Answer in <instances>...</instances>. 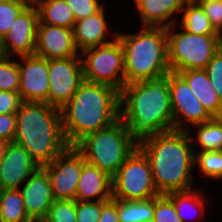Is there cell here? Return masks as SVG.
Listing matches in <instances>:
<instances>
[{
  "mask_svg": "<svg viewBox=\"0 0 222 222\" xmlns=\"http://www.w3.org/2000/svg\"><path fill=\"white\" fill-rule=\"evenodd\" d=\"M169 90L174 130L188 131L191 125L201 124L213 118L187 82L176 72L170 71Z\"/></svg>",
  "mask_w": 222,
  "mask_h": 222,
  "instance_id": "12",
  "label": "cell"
},
{
  "mask_svg": "<svg viewBox=\"0 0 222 222\" xmlns=\"http://www.w3.org/2000/svg\"><path fill=\"white\" fill-rule=\"evenodd\" d=\"M133 34L117 32L124 53L125 85L170 72L167 28L142 26Z\"/></svg>",
  "mask_w": 222,
  "mask_h": 222,
  "instance_id": "5",
  "label": "cell"
},
{
  "mask_svg": "<svg viewBox=\"0 0 222 222\" xmlns=\"http://www.w3.org/2000/svg\"><path fill=\"white\" fill-rule=\"evenodd\" d=\"M148 157L159 194L193 188L195 153L187 131L158 133L138 146Z\"/></svg>",
  "mask_w": 222,
  "mask_h": 222,
  "instance_id": "2",
  "label": "cell"
},
{
  "mask_svg": "<svg viewBox=\"0 0 222 222\" xmlns=\"http://www.w3.org/2000/svg\"><path fill=\"white\" fill-rule=\"evenodd\" d=\"M41 222H77L75 200H55Z\"/></svg>",
  "mask_w": 222,
  "mask_h": 222,
  "instance_id": "30",
  "label": "cell"
},
{
  "mask_svg": "<svg viewBox=\"0 0 222 222\" xmlns=\"http://www.w3.org/2000/svg\"><path fill=\"white\" fill-rule=\"evenodd\" d=\"M8 143L9 142H7V141H5V140L0 138V163L3 160V158H4L5 151L7 149Z\"/></svg>",
  "mask_w": 222,
  "mask_h": 222,
  "instance_id": "41",
  "label": "cell"
},
{
  "mask_svg": "<svg viewBox=\"0 0 222 222\" xmlns=\"http://www.w3.org/2000/svg\"><path fill=\"white\" fill-rule=\"evenodd\" d=\"M153 222H182L173 201L166 194L154 198Z\"/></svg>",
  "mask_w": 222,
  "mask_h": 222,
  "instance_id": "32",
  "label": "cell"
},
{
  "mask_svg": "<svg viewBox=\"0 0 222 222\" xmlns=\"http://www.w3.org/2000/svg\"><path fill=\"white\" fill-rule=\"evenodd\" d=\"M24 207L33 222H41L54 203L47 170L39 166L19 188Z\"/></svg>",
  "mask_w": 222,
  "mask_h": 222,
  "instance_id": "15",
  "label": "cell"
},
{
  "mask_svg": "<svg viewBox=\"0 0 222 222\" xmlns=\"http://www.w3.org/2000/svg\"><path fill=\"white\" fill-rule=\"evenodd\" d=\"M181 12V22L179 23H181L183 30L198 35L220 34L195 0H186Z\"/></svg>",
  "mask_w": 222,
  "mask_h": 222,
  "instance_id": "25",
  "label": "cell"
},
{
  "mask_svg": "<svg viewBox=\"0 0 222 222\" xmlns=\"http://www.w3.org/2000/svg\"><path fill=\"white\" fill-rule=\"evenodd\" d=\"M84 81L105 84L118 90L124 82V53L119 39L80 52Z\"/></svg>",
  "mask_w": 222,
  "mask_h": 222,
  "instance_id": "8",
  "label": "cell"
},
{
  "mask_svg": "<svg viewBox=\"0 0 222 222\" xmlns=\"http://www.w3.org/2000/svg\"><path fill=\"white\" fill-rule=\"evenodd\" d=\"M40 23L73 29L76 22L66 0H44L37 8Z\"/></svg>",
  "mask_w": 222,
  "mask_h": 222,
  "instance_id": "23",
  "label": "cell"
},
{
  "mask_svg": "<svg viewBox=\"0 0 222 222\" xmlns=\"http://www.w3.org/2000/svg\"><path fill=\"white\" fill-rule=\"evenodd\" d=\"M101 215V201H76L77 222H98Z\"/></svg>",
  "mask_w": 222,
  "mask_h": 222,
  "instance_id": "34",
  "label": "cell"
},
{
  "mask_svg": "<svg viewBox=\"0 0 222 222\" xmlns=\"http://www.w3.org/2000/svg\"><path fill=\"white\" fill-rule=\"evenodd\" d=\"M17 1H19L25 8L37 9L44 0H17Z\"/></svg>",
  "mask_w": 222,
  "mask_h": 222,
  "instance_id": "40",
  "label": "cell"
},
{
  "mask_svg": "<svg viewBox=\"0 0 222 222\" xmlns=\"http://www.w3.org/2000/svg\"><path fill=\"white\" fill-rule=\"evenodd\" d=\"M166 195L173 201V204L177 211V215L181 219L182 222H189L188 220H191V219H188L189 216H187L188 215L187 212L190 210L199 212V213L197 212L198 215L196 214L198 216L197 217L198 219H196V221H199V219L203 218L202 215L203 216L205 215L206 206L208 204L207 203L208 197L205 196L203 189L194 188V189L186 190V191L170 192Z\"/></svg>",
  "mask_w": 222,
  "mask_h": 222,
  "instance_id": "22",
  "label": "cell"
},
{
  "mask_svg": "<svg viewBox=\"0 0 222 222\" xmlns=\"http://www.w3.org/2000/svg\"><path fill=\"white\" fill-rule=\"evenodd\" d=\"M19 95L23 102L47 103L49 96L48 60L37 55L20 56ZM23 63V64H22Z\"/></svg>",
  "mask_w": 222,
  "mask_h": 222,
  "instance_id": "13",
  "label": "cell"
},
{
  "mask_svg": "<svg viewBox=\"0 0 222 222\" xmlns=\"http://www.w3.org/2000/svg\"><path fill=\"white\" fill-rule=\"evenodd\" d=\"M178 23L167 28V50L170 71L205 69L222 47L221 34L198 35L185 30L176 32Z\"/></svg>",
  "mask_w": 222,
  "mask_h": 222,
  "instance_id": "7",
  "label": "cell"
},
{
  "mask_svg": "<svg viewBox=\"0 0 222 222\" xmlns=\"http://www.w3.org/2000/svg\"><path fill=\"white\" fill-rule=\"evenodd\" d=\"M16 133V114H0V138L13 142Z\"/></svg>",
  "mask_w": 222,
  "mask_h": 222,
  "instance_id": "38",
  "label": "cell"
},
{
  "mask_svg": "<svg viewBox=\"0 0 222 222\" xmlns=\"http://www.w3.org/2000/svg\"><path fill=\"white\" fill-rule=\"evenodd\" d=\"M85 162L84 156L74 146H68L51 163L43 165L55 200H75Z\"/></svg>",
  "mask_w": 222,
  "mask_h": 222,
  "instance_id": "10",
  "label": "cell"
},
{
  "mask_svg": "<svg viewBox=\"0 0 222 222\" xmlns=\"http://www.w3.org/2000/svg\"><path fill=\"white\" fill-rule=\"evenodd\" d=\"M112 178L98 167L85 162L78 181L75 201H109Z\"/></svg>",
  "mask_w": 222,
  "mask_h": 222,
  "instance_id": "19",
  "label": "cell"
},
{
  "mask_svg": "<svg viewBox=\"0 0 222 222\" xmlns=\"http://www.w3.org/2000/svg\"><path fill=\"white\" fill-rule=\"evenodd\" d=\"M25 7L17 0L0 1V39L7 35L14 21Z\"/></svg>",
  "mask_w": 222,
  "mask_h": 222,
  "instance_id": "31",
  "label": "cell"
},
{
  "mask_svg": "<svg viewBox=\"0 0 222 222\" xmlns=\"http://www.w3.org/2000/svg\"><path fill=\"white\" fill-rule=\"evenodd\" d=\"M204 70L222 102V47L214 54Z\"/></svg>",
  "mask_w": 222,
  "mask_h": 222,
  "instance_id": "33",
  "label": "cell"
},
{
  "mask_svg": "<svg viewBox=\"0 0 222 222\" xmlns=\"http://www.w3.org/2000/svg\"><path fill=\"white\" fill-rule=\"evenodd\" d=\"M98 222H120L118 216V199L101 201V215Z\"/></svg>",
  "mask_w": 222,
  "mask_h": 222,
  "instance_id": "39",
  "label": "cell"
},
{
  "mask_svg": "<svg viewBox=\"0 0 222 222\" xmlns=\"http://www.w3.org/2000/svg\"><path fill=\"white\" fill-rule=\"evenodd\" d=\"M188 84L194 95L212 117H222V102L204 69L176 72Z\"/></svg>",
  "mask_w": 222,
  "mask_h": 222,
  "instance_id": "21",
  "label": "cell"
},
{
  "mask_svg": "<svg viewBox=\"0 0 222 222\" xmlns=\"http://www.w3.org/2000/svg\"><path fill=\"white\" fill-rule=\"evenodd\" d=\"M141 26L164 27L175 24L186 0H134Z\"/></svg>",
  "mask_w": 222,
  "mask_h": 222,
  "instance_id": "20",
  "label": "cell"
},
{
  "mask_svg": "<svg viewBox=\"0 0 222 222\" xmlns=\"http://www.w3.org/2000/svg\"><path fill=\"white\" fill-rule=\"evenodd\" d=\"M74 147L87 163L112 178L138 146L130 139L126 125L119 118L110 126L87 134Z\"/></svg>",
  "mask_w": 222,
  "mask_h": 222,
  "instance_id": "6",
  "label": "cell"
},
{
  "mask_svg": "<svg viewBox=\"0 0 222 222\" xmlns=\"http://www.w3.org/2000/svg\"><path fill=\"white\" fill-rule=\"evenodd\" d=\"M192 127L197 129L195 136L192 135ZM191 128L187 132L192 143L196 140L200 151H222V117H213Z\"/></svg>",
  "mask_w": 222,
  "mask_h": 222,
  "instance_id": "24",
  "label": "cell"
},
{
  "mask_svg": "<svg viewBox=\"0 0 222 222\" xmlns=\"http://www.w3.org/2000/svg\"><path fill=\"white\" fill-rule=\"evenodd\" d=\"M13 142L27 150L39 166L51 163L69 146L60 109L47 103L22 102L16 113Z\"/></svg>",
  "mask_w": 222,
  "mask_h": 222,
  "instance_id": "4",
  "label": "cell"
},
{
  "mask_svg": "<svg viewBox=\"0 0 222 222\" xmlns=\"http://www.w3.org/2000/svg\"><path fill=\"white\" fill-rule=\"evenodd\" d=\"M215 30L222 35V0H195Z\"/></svg>",
  "mask_w": 222,
  "mask_h": 222,
  "instance_id": "36",
  "label": "cell"
},
{
  "mask_svg": "<svg viewBox=\"0 0 222 222\" xmlns=\"http://www.w3.org/2000/svg\"><path fill=\"white\" fill-rule=\"evenodd\" d=\"M170 72L124 85L120 91V119L139 146L158 133L174 130Z\"/></svg>",
  "mask_w": 222,
  "mask_h": 222,
  "instance_id": "1",
  "label": "cell"
},
{
  "mask_svg": "<svg viewBox=\"0 0 222 222\" xmlns=\"http://www.w3.org/2000/svg\"><path fill=\"white\" fill-rule=\"evenodd\" d=\"M38 21L37 9L25 8L19 14L2 40L6 56L34 55Z\"/></svg>",
  "mask_w": 222,
  "mask_h": 222,
  "instance_id": "14",
  "label": "cell"
},
{
  "mask_svg": "<svg viewBox=\"0 0 222 222\" xmlns=\"http://www.w3.org/2000/svg\"><path fill=\"white\" fill-rule=\"evenodd\" d=\"M66 3L71 8L76 21L98 12L105 5L99 0H66Z\"/></svg>",
  "mask_w": 222,
  "mask_h": 222,
  "instance_id": "35",
  "label": "cell"
},
{
  "mask_svg": "<svg viewBox=\"0 0 222 222\" xmlns=\"http://www.w3.org/2000/svg\"><path fill=\"white\" fill-rule=\"evenodd\" d=\"M120 92L115 88L84 81L60 108L64 138L74 146L89 133L106 128L120 118Z\"/></svg>",
  "mask_w": 222,
  "mask_h": 222,
  "instance_id": "3",
  "label": "cell"
},
{
  "mask_svg": "<svg viewBox=\"0 0 222 222\" xmlns=\"http://www.w3.org/2000/svg\"><path fill=\"white\" fill-rule=\"evenodd\" d=\"M38 167L27 150L15 142H9L0 163V190L19 189Z\"/></svg>",
  "mask_w": 222,
  "mask_h": 222,
  "instance_id": "17",
  "label": "cell"
},
{
  "mask_svg": "<svg viewBox=\"0 0 222 222\" xmlns=\"http://www.w3.org/2000/svg\"><path fill=\"white\" fill-rule=\"evenodd\" d=\"M22 102L18 92L0 90V114H16Z\"/></svg>",
  "mask_w": 222,
  "mask_h": 222,
  "instance_id": "37",
  "label": "cell"
},
{
  "mask_svg": "<svg viewBox=\"0 0 222 222\" xmlns=\"http://www.w3.org/2000/svg\"><path fill=\"white\" fill-rule=\"evenodd\" d=\"M34 55L42 58H71L80 55L72 29L43 24L38 21Z\"/></svg>",
  "mask_w": 222,
  "mask_h": 222,
  "instance_id": "16",
  "label": "cell"
},
{
  "mask_svg": "<svg viewBox=\"0 0 222 222\" xmlns=\"http://www.w3.org/2000/svg\"><path fill=\"white\" fill-rule=\"evenodd\" d=\"M1 222H33L26 213L19 189L0 190Z\"/></svg>",
  "mask_w": 222,
  "mask_h": 222,
  "instance_id": "26",
  "label": "cell"
},
{
  "mask_svg": "<svg viewBox=\"0 0 222 222\" xmlns=\"http://www.w3.org/2000/svg\"><path fill=\"white\" fill-rule=\"evenodd\" d=\"M48 104L62 108L84 82L80 55L48 60Z\"/></svg>",
  "mask_w": 222,
  "mask_h": 222,
  "instance_id": "11",
  "label": "cell"
},
{
  "mask_svg": "<svg viewBox=\"0 0 222 222\" xmlns=\"http://www.w3.org/2000/svg\"><path fill=\"white\" fill-rule=\"evenodd\" d=\"M193 149L195 153L194 165L199 168L204 177L210 180H222V151H197L195 143Z\"/></svg>",
  "mask_w": 222,
  "mask_h": 222,
  "instance_id": "28",
  "label": "cell"
},
{
  "mask_svg": "<svg viewBox=\"0 0 222 222\" xmlns=\"http://www.w3.org/2000/svg\"><path fill=\"white\" fill-rule=\"evenodd\" d=\"M20 71L17 59L6 56L0 61V90L19 92Z\"/></svg>",
  "mask_w": 222,
  "mask_h": 222,
  "instance_id": "29",
  "label": "cell"
},
{
  "mask_svg": "<svg viewBox=\"0 0 222 222\" xmlns=\"http://www.w3.org/2000/svg\"><path fill=\"white\" fill-rule=\"evenodd\" d=\"M6 57L4 47H3V41L0 39V61Z\"/></svg>",
  "mask_w": 222,
  "mask_h": 222,
  "instance_id": "42",
  "label": "cell"
},
{
  "mask_svg": "<svg viewBox=\"0 0 222 222\" xmlns=\"http://www.w3.org/2000/svg\"><path fill=\"white\" fill-rule=\"evenodd\" d=\"M154 198L145 200L118 199L120 222H153Z\"/></svg>",
  "mask_w": 222,
  "mask_h": 222,
  "instance_id": "27",
  "label": "cell"
},
{
  "mask_svg": "<svg viewBox=\"0 0 222 222\" xmlns=\"http://www.w3.org/2000/svg\"><path fill=\"white\" fill-rule=\"evenodd\" d=\"M159 195L154 185L150 161L137 147L112 177V198L145 200Z\"/></svg>",
  "mask_w": 222,
  "mask_h": 222,
  "instance_id": "9",
  "label": "cell"
},
{
  "mask_svg": "<svg viewBox=\"0 0 222 222\" xmlns=\"http://www.w3.org/2000/svg\"><path fill=\"white\" fill-rule=\"evenodd\" d=\"M105 7L104 5L98 12L75 22L72 31L79 52L87 48L108 44L117 37L115 32L112 40L106 39L111 28L106 20Z\"/></svg>",
  "mask_w": 222,
  "mask_h": 222,
  "instance_id": "18",
  "label": "cell"
}]
</instances>
